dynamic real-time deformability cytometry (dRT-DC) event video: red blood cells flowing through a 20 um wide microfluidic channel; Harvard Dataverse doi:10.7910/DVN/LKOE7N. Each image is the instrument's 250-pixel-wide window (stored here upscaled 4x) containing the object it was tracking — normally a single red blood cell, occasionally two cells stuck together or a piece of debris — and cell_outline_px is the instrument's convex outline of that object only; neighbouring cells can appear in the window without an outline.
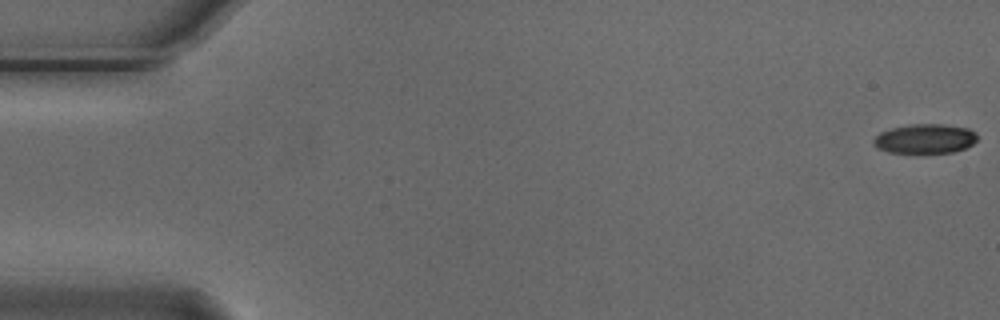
{"species": "Egyptian fruit bat (a non-hibernating species)", "species_latin": "Rousettus aegyptiacus", "temperature_condition": "cold", "stored_images_in_passage": 8, "camera_frame_rate_fps": 3000, "um_per_image_px": 0.085, "animal": {"sex": "male"}, "frame": {"image": 1, "passage_image": 1, "time_ms": 0.0, "image_size_px": [1000, 320], "cell_outline_px": [[976, 140], [972, 144], [964, 148], [952, 152], [888, 152], [876, 148], [872, 144], [872, 140], [880, 132], [892, 128], [912, 124], [940, 124], [968, 128], [976, 132]], "centroid_in_image_um": [78.59, 11.78], "position_along_channel_um": 6.4, "area_um2": 17.63}}
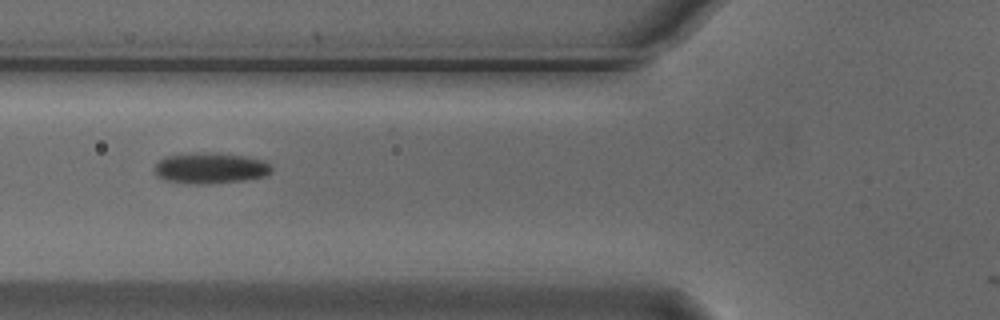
{"frame": {"image": 2, "passage_image": 6, "time_ms": 1.667, "image_size_px": [1000, 320], "cell_outline_px": [[272, 172], [264, 176], [244, 180], [200, 184], [192, 184], [164, 180], [156, 176], [156, 164], [160, 160], [168, 156], [212, 152], [216, 152], [248, 156], [264, 160], [272, 164]], "centroid_in_image_um": [17.95, 14.29], "position_along_channel_um": 107.9, "area_um2": 20.98}}
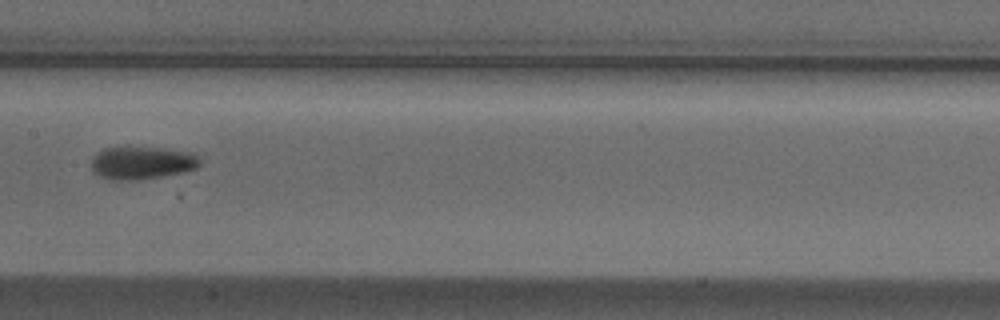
{"frame": {"image": 3, "passage_image": 8, "time_ms": 2.333, "image_size_px": [1000, 320], "cell_outline_px": [[200, 164], [196, 168], [184, 172], [164, 176], [140, 180], [108, 180], [92, 172], [92, 156], [96, 152], [104, 148], [128, 144], [164, 148], [196, 152], [200, 160]], "centroid_in_image_um": [12.05, 13.8], "position_along_channel_um": 195.4, "area_um2": 21.91}}